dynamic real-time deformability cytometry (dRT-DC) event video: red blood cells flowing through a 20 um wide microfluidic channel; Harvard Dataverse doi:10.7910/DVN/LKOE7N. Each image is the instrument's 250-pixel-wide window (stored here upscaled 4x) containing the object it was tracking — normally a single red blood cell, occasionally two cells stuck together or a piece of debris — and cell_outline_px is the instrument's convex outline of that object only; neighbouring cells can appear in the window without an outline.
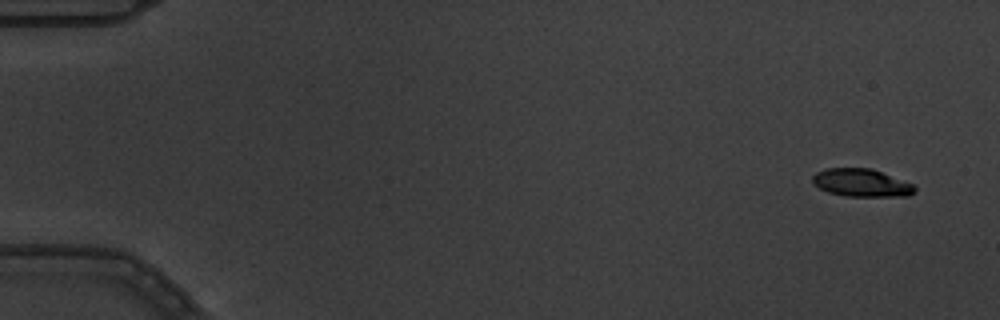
{"species": "common noctule bat (a hibernating species)", "species_latin": "Nyctalus noctula", "temperature_condition": "warm", "stored_images_in_passage": 7, "camera_frame_rate_fps": 3000, "um_per_image_px": 0.085, "animal": {"sex": "male", "body_mass_g": 19.5, "forearm_length_mm": 54.6}, "frame": {"image": 1, "passage_image": 1, "time_ms": 0.0, "image_size_px": [1000, 320], "cell_outline_px": [[916, 192], [908, 196], [844, 196], [828, 192], [812, 184], [812, 176], [816, 172], [824, 168], [872, 168], [916, 184]], "centroid_in_image_um": [73.25, 15.53], "position_along_channel_um": 11.7, "area_um2": 16.94}}
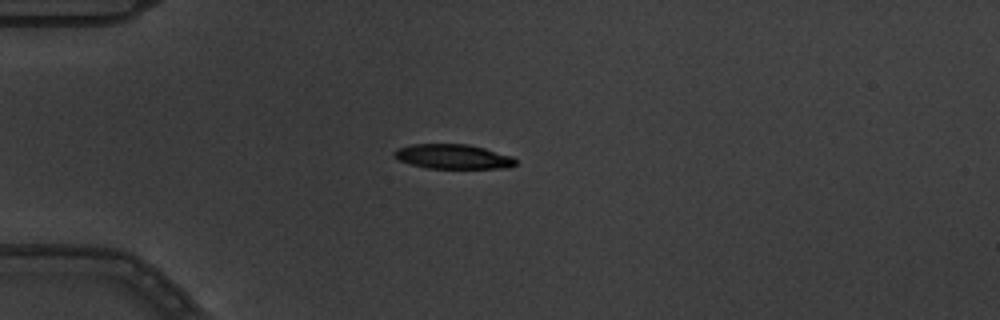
{"frame": {"image": 2, "passage_image": 4, "time_ms": 1.0, "image_size_px": [1000, 320], "cell_outline_px": [[516, 164], [508, 168], [428, 168], [412, 164], [400, 160], [392, 152], [396, 148], [412, 144], [468, 144], [484, 148], [512, 156], [516, 160]], "centroid_in_image_um": [38.52, 13.3], "position_along_channel_um": 46.5, "area_um2": 17.28}}
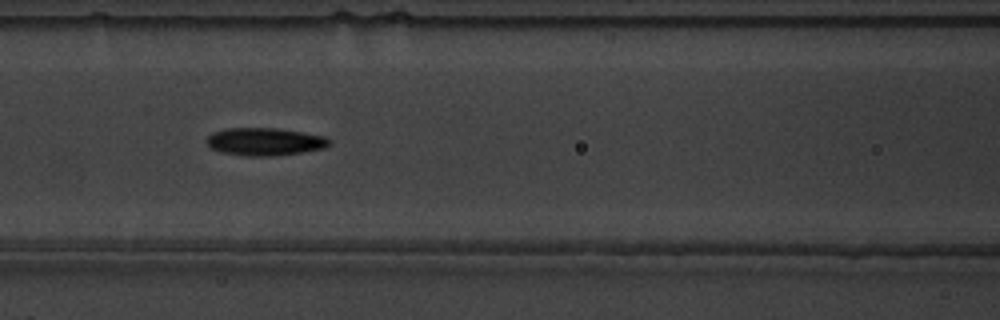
{"frame": {"image": 3, "passage_image": 7, "time_ms": 2.0, "image_size_px": [1000, 320], "cell_outline_px": [[332, 144], [324, 148], [300, 152], [272, 156], [248, 156], [220, 152], [212, 148], [208, 144], [208, 136], [212, 132], [228, 128], [276, 128], [324, 136], [332, 140]], "centroid_in_image_um": [22.53, 12.04], "position_along_channel_um": 144.1, "area_um2": 19.65}}